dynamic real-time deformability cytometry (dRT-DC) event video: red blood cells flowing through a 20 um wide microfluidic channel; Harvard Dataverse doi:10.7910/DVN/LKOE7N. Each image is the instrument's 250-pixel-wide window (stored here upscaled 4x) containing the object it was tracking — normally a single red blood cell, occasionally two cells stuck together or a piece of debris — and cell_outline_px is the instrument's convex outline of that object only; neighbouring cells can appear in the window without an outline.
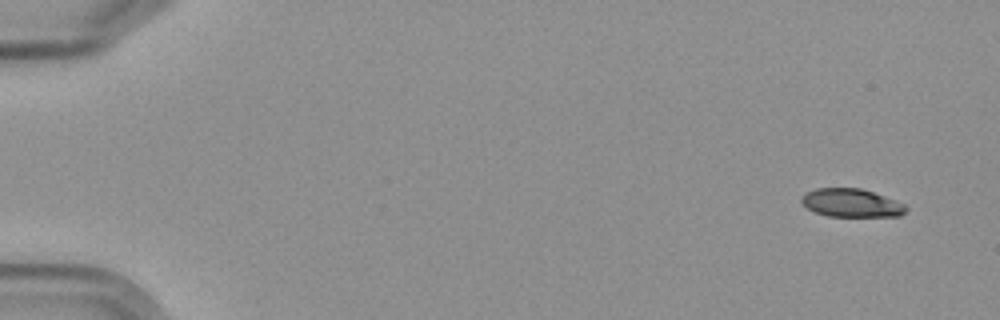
{"species": "Egyptian fruit bat (a non-hibernating species)", "species_latin": "Rousettus aegyptiacus", "temperature_condition": "cold", "stored_images_in_passage": 15, "camera_frame_rate_fps": 3000, "um_per_image_px": 0.085, "frame": {"image": 1, "passage_image": 1, "time_ms": 0.0, "image_size_px": [1000, 320], "cell_outline_px": [[908, 208], [900, 216], [828, 216], [816, 212], [808, 208], [800, 200], [804, 192], [816, 188], [860, 188], [896, 200], [904, 204]], "centroid_in_image_um": [72.35, 17.24], "position_along_channel_um": 12.6, "area_um2": 17.11}}
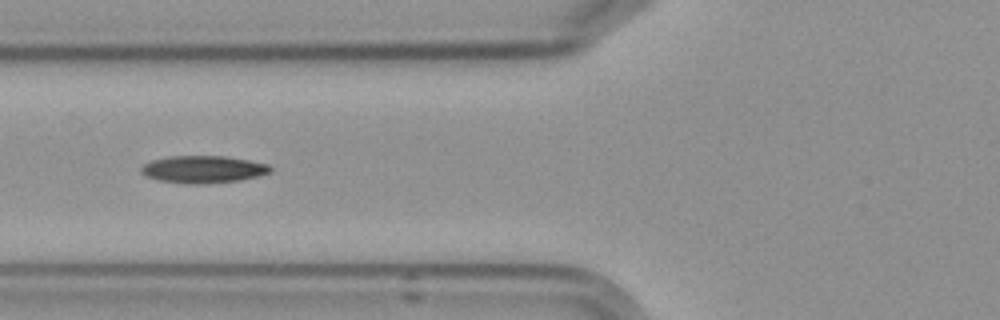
{"frame": {"image": 2, "passage_image": 6, "time_ms": 6.667, "image_size_px": [1000, 320], "cell_outline_px": [[272, 172], [240, 180], [204, 184], [184, 184], [156, 180], [144, 176], [140, 172], [140, 168], [144, 164], [152, 160], [168, 156], [224, 156], [248, 160], [268, 164], [272, 168]], "centroid_in_image_um": [17.22, 14.4], "position_along_channel_um": 108.6, "area_um2": 20.75}}
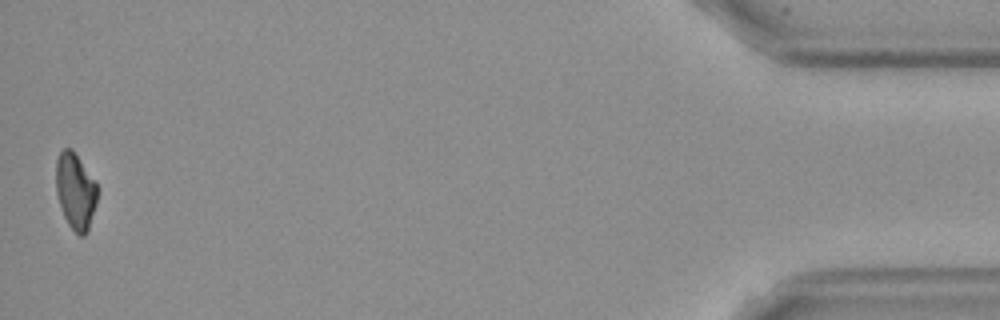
{"frame": {"image": 3, "passage_image": 15, "time_ms": 18.0, "image_size_px": [1000, 320], "cell_outline_px": [[100, 188], [96, 204], [88, 232], [84, 236], [80, 236], [68, 224], [64, 216], [56, 192], [56, 160], [60, 152], [64, 148], [72, 148]], "centroid_in_image_um": [6.44, 16.24], "position_along_channel_um": 428.8, "area_um2": 18.55}, "authors_computed_cell_mechanics": {"area_um2": 19.8832, "velocity_mm_per_s": 3.5632, "shape_relaxation_time_tau1_ms": 5.3925, "shape_relaxation_time_tau2_ms": 5.0015, "deformation_change_tau1": 0.1118, "deformation_change_tau2": 0.1014}}